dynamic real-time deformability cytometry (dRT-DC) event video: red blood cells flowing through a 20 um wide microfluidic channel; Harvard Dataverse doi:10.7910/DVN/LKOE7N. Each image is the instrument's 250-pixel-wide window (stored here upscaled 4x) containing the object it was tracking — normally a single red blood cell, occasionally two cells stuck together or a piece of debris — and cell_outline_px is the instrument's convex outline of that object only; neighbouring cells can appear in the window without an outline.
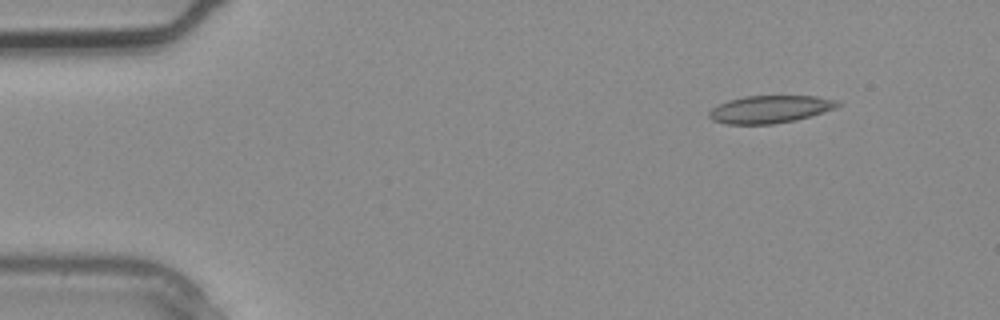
{"species": "common noctule bat (a hibernating species)", "species_latin": "Nyctalus noctula", "temperature_condition": "warm", "stored_images_in_passage": 2, "camera_frame_rate_fps": 3000, "um_per_image_px": 0.085, "animal": {"sex": "male", "body_mass_g": 20.4}, "frame": {"image": 1, "passage_image": 1, "time_ms": 0.0, "image_size_px": [1000, 320], "cell_outline_px": [[840, 104], [836, 108], [812, 116], [796, 120], [772, 124], [728, 124], [712, 120], [708, 116], [708, 112], [712, 108], [728, 100], [744, 96], [816, 96], [836, 100]], "centroid_in_image_um": [65.45, 9.29], "position_along_channel_um": 19.6, "area_um2": 20.63}}
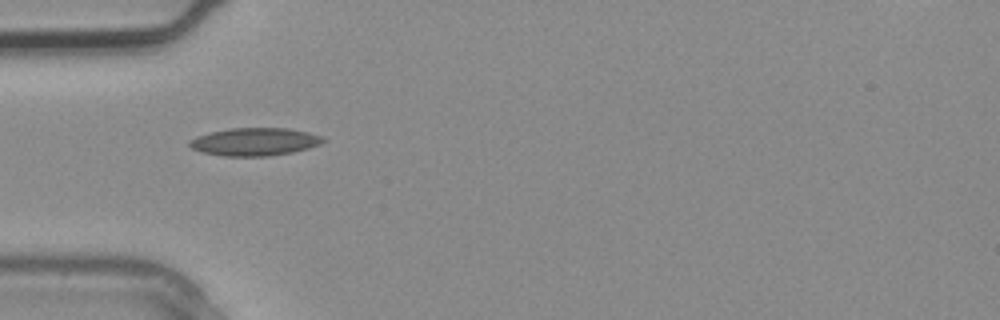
{"frame": {"image": 2, "passage_image": 2, "time_ms": 0.333, "image_size_px": [1000, 320], "cell_outline_px": [[328, 140], [320, 144], [308, 148], [292, 152], [268, 156], [224, 156], [200, 152], [192, 148], [188, 144], [188, 140], [196, 136], [208, 132], [228, 128], [288, 128], [308, 132], [324, 136]], "centroid_in_image_um": [21.64, 12.04], "position_along_channel_um": 63.4, "area_um2": 21.96}}